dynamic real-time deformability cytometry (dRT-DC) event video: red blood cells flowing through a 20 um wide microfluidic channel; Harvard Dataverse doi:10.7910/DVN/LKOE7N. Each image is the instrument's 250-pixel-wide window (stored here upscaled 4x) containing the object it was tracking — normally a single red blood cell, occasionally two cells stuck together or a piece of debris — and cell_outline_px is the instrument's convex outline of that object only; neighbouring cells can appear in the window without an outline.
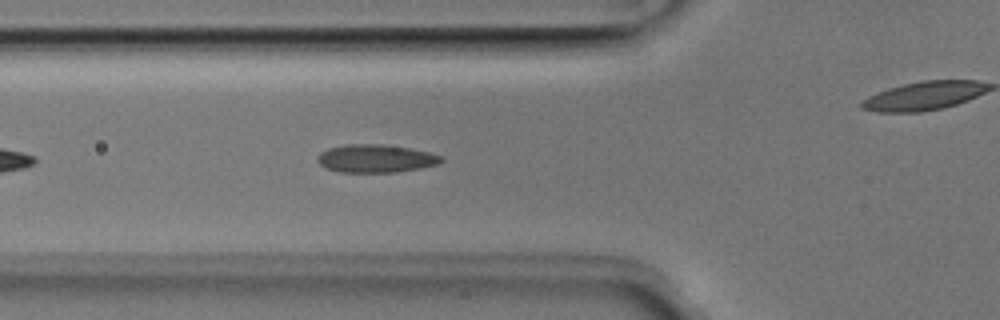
{"species": "Egyptian fruit bat (a non-hibernating species)", "species_latin": "Rousettus aegyptiacus", "temperature_condition": "room temperature", "stored_images_in_passage": 40, "camera_frame_rate_fps": 3000, "um_per_image_px": 0.085, "animal": {"sex": "male"}, "frame": {"image": 1, "passage_image": 6, "time_ms": 1.667, "image_size_px": [1000, 320], "cell_outline_px": [[444, 160], [436, 164], [420, 168], [396, 172], [340, 172], [324, 168], [316, 160], [316, 156], [320, 152], [328, 148], [344, 144], [384, 144], [408, 148], [428, 152], [444, 156]], "centroid_in_image_um": [31.89, 13.47], "position_along_channel_um": 93.9, "area_um2": 20.35}}
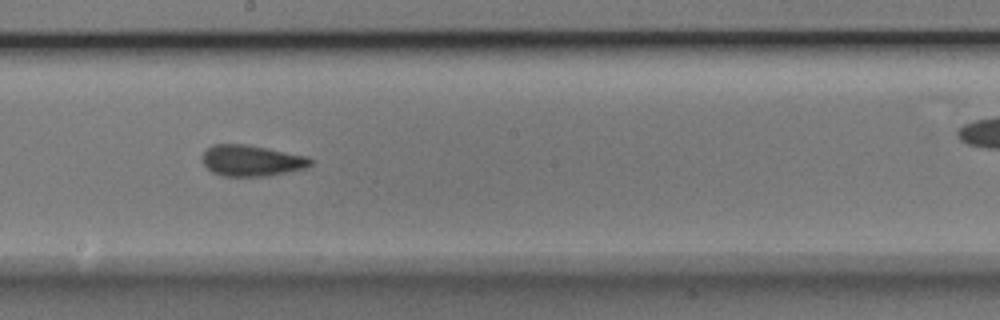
{"frame": {"image": 2, "passage_image": 16, "time_ms": 5.0, "image_size_px": [1000, 320], "cell_outline_px": [[312, 164], [308, 168], [268, 176], [220, 176], [212, 172], [200, 160], [200, 156], [212, 144], [244, 144], [268, 148], [308, 156], [312, 160]], "centroid_in_image_um": [21.38, 13.65], "position_along_channel_um": 226.8, "area_um2": 19.88}}
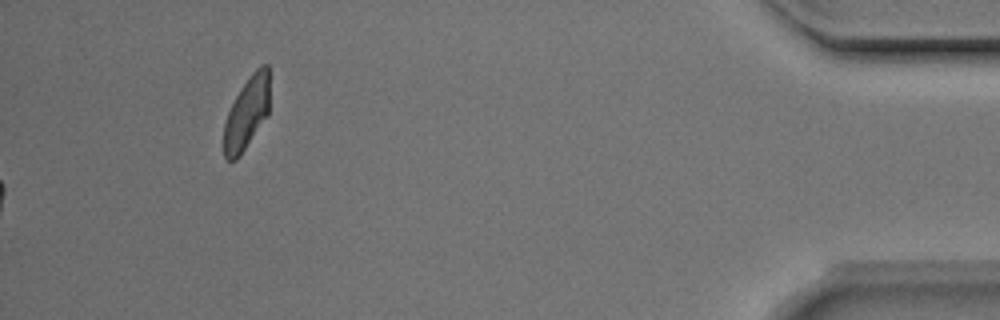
{"frame": {"image": 3, "passage_image": 40, "time_ms": 13.0, "image_size_px": [1000, 320], "cell_outline_px": [[268, 116], [236, 160], [228, 160], [224, 156], [224, 124], [228, 112], [240, 88], [252, 72], [260, 64], [268, 64]], "centroid_in_image_um": [20.97, 9.6], "position_along_channel_um": 414.2, "area_um2": 19.07}, "authors_computed_cell_mechanics": {"area_um2": 19.3052, "velocity_mm_per_s": 3.9841, "shape_relaxation_time_tau1_ms": 7.9296, "shape_relaxation_time_tau2_ms": 2.0065, "deformation_change_tau1": 0.1569, "deformation_change_tau2": 0.066}}